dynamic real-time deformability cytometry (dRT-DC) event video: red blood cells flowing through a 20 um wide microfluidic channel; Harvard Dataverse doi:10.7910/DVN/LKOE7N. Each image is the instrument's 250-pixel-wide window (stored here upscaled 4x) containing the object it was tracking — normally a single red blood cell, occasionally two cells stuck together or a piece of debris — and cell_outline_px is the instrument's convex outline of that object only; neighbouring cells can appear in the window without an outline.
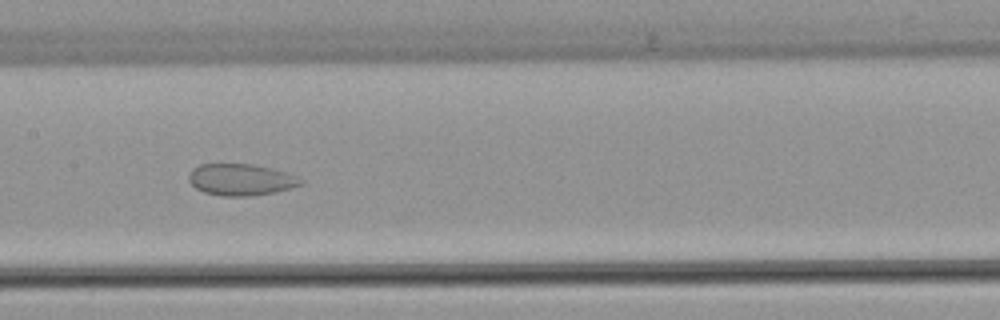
{"species": "common noctule bat (a hibernating species)", "species_latin": "Nyctalus noctula", "temperature_condition": "warm", "stored_images_in_passage": 34, "camera_frame_rate_fps": 3000, "um_per_image_px": 0.085, "animal": {"sex": "female", "body_mass_g": 22.7, "forearm_length_mm": 54.2}, "frame": {"image": 1, "passage_image": 15, "time_ms": 4.667, "image_size_px": [1000, 320], "cell_outline_px": [[304, 184], [276, 192], [252, 196], [220, 196], [204, 192], [196, 188], [188, 180], [188, 176], [192, 168], [200, 164], [252, 164], [272, 168], [296, 176], [304, 180]], "centroid_in_image_um": [20.47, 15.27], "position_along_channel_um": 186.9, "area_um2": 20.75}}